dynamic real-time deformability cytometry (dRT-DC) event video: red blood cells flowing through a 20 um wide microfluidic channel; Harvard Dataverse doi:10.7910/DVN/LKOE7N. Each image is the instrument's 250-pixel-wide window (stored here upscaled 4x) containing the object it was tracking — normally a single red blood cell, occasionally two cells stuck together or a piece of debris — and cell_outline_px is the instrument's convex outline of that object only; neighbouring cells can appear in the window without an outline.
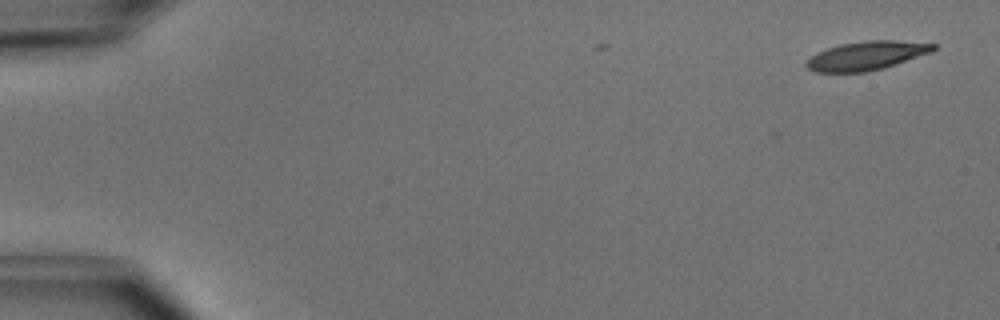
{"species": "common noctule bat (a hibernating species)", "species_latin": "Nyctalus noctula", "temperature_condition": "cold", "stored_images_in_passage": 6, "camera_frame_rate_fps": 3000, "um_per_image_px": 0.085, "animal": {"sex": "male", "body_mass_g": 15.6}, "frame": {"image": 1, "passage_image": 1, "time_ms": 0.0, "image_size_px": [1000, 320], "cell_outline_px": [[936, 48], [932, 52], [884, 68], [864, 72], [816, 72], [808, 68], [804, 64], [816, 52], [840, 44], [864, 40], [896, 40], [936, 44]], "centroid_in_image_um": [73.66, 4.72], "position_along_channel_um": 11.3, "area_um2": 21.27}}